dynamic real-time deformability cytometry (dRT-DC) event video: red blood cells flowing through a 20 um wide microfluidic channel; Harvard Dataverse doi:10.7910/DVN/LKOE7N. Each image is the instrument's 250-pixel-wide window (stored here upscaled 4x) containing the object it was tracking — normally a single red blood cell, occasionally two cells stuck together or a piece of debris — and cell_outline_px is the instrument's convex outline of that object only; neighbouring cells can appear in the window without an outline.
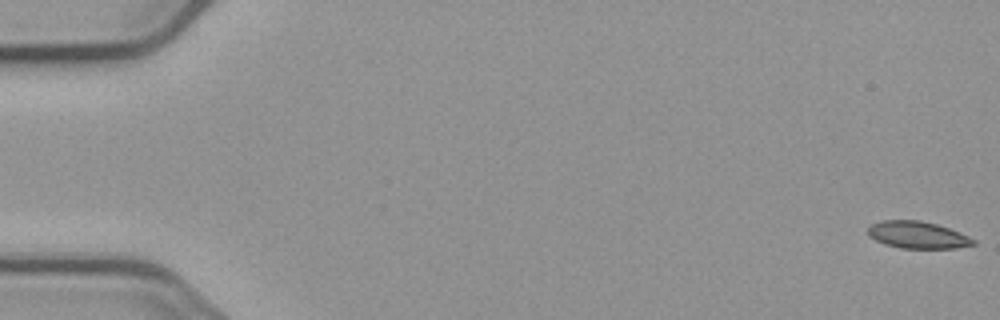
{"species": "common noctule bat (a hibernating species)", "species_latin": "Nyctalus noctula", "temperature_condition": "cold", "stored_images_in_passage": 6, "camera_frame_rate_fps": 3000, "um_per_image_px": 0.085, "animal": {"sex": "male", "body_mass_g": 23.1, "forearm_length_mm": 52.7}, "frame": {"image": 1, "passage_image": 1, "time_ms": 0.0, "image_size_px": [1000, 320], "cell_outline_px": [[976, 244], [956, 248], [900, 248], [884, 244], [868, 236], [868, 228], [872, 224], [880, 220], [920, 220], [936, 224], [960, 232], [976, 240]], "centroid_in_image_um": [77.99, 19.97], "position_along_channel_um": 7.0, "area_um2": 16.65}}
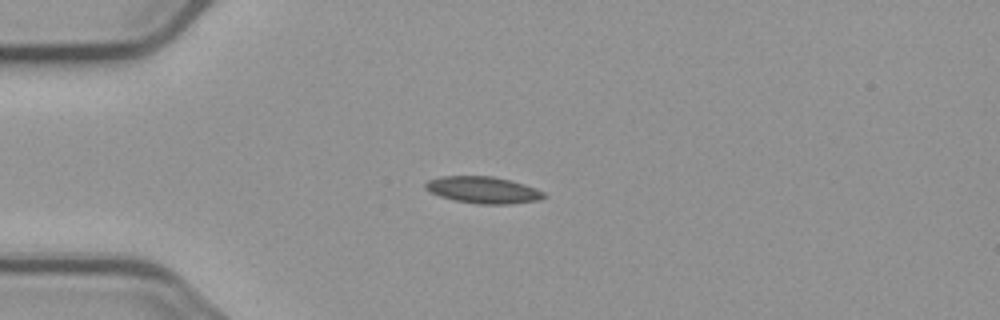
{"frame": {"image": 2, "passage_image": 5, "time_ms": 4.667, "image_size_px": [1000, 320], "cell_outline_px": [[548, 196], [536, 200], [508, 204], [480, 204], [456, 200], [440, 196], [424, 188], [424, 184], [428, 180], [440, 176], [492, 176], [512, 180], [536, 188], [544, 192]], "centroid_in_image_um": [41.07, 16.13], "position_along_channel_um": 43.9, "area_um2": 18.38}}